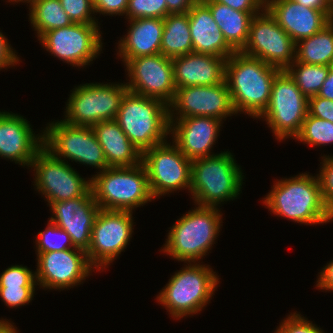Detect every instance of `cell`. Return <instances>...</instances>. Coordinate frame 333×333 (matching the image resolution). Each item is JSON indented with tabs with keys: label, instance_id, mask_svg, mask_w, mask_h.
Returning <instances> with one entry per match:
<instances>
[{
	"label": "cell",
	"instance_id": "obj_1",
	"mask_svg": "<svg viewBox=\"0 0 333 333\" xmlns=\"http://www.w3.org/2000/svg\"><path fill=\"white\" fill-rule=\"evenodd\" d=\"M281 70L262 60L234 52L225 63V82L236 114L260 118L268 107L271 88Z\"/></svg>",
	"mask_w": 333,
	"mask_h": 333
},
{
	"label": "cell",
	"instance_id": "obj_2",
	"mask_svg": "<svg viewBox=\"0 0 333 333\" xmlns=\"http://www.w3.org/2000/svg\"><path fill=\"white\" fill-rule=\"evenodd\" d=\"M273 214L304 224H320L333 220L326 208L318 176L307 173L277 181L264 198Z\"/></svg>",
	"mask_w": 333,
	"mask_h": 333
},
{
	"label": "cell",
	"instance_id": "obj_3",
	"mask_svg": "<svg viewBox=\"0 0 333 333\" xmlns=\"http://www.w3.org/2000/svg\"><path fill=\"white\" fill-rule=\"evenodd\" d=\"M115 120L141 153L164 143L170 133L169 106L130 91L123 96Z\"/></svg>",
	"mask_w": 333,
	"mask_h": 333
},
{
	"label": "cell",
	"instance_id": "obj_4",
	"mask_svg": "<svg viewBox=\"0 0 333 333\" xmlns=\"http://www.w3.org/2000/svg\"><path fill=\"white\" fill-rule=\"evenodd\" d=\"M240 169L228 151L193 160L190 192L196 205L217 207L238 197L243 181Z\"/></svg>",
	"mask_w": 333,
	"mask_h": 333
},
{
	"label": "cell",
	"instance_id": "obj_5",
	"mask_svg": "<svg viewBox=\"0 0 333 333\" xmlns=\"http://www.w3.org/2000/svg\"><path fill=\"white\" fill-rule=\"evenodd\" d=\"M90 179L100 209L132 212L153 199L142 162L133 167H109Z\"/></svg>",
	"mask_w": 333,
	"mask_h": 333
},
{
	"label": "cell",
	"instance_id": "obj_6",
	"mask_svg": "<svg viewBox=\"0 0 333 333\" xmlns=\"http://www.w3.org/2000/svg\"><path fill=\"white\" fill-rule=\"evenodd\" d=\"M217 207L199 206L183 215L169 231L163 252L178 261L198 262L206 256L220 232Z\"/></svg>",
	"mask_w": 333,
	"mask_h": 333
},
{
	"label": "cell",
	"instance_id": "obj_7",
	"mask_svg": "<svg viewBox=\"0 0 333 333\" xmlns=\"http://www.w3.org/2000/svg\"><path fill=\"white\" fill-rule=\"evenodd\" d=\"M210 269L208 265L190 262L160 291L157 300L174 319L198 313L210 301L219 283L217 274Z\"/></svg>",
	"mask_w": 333,
	"mask_h": 333
},
{
	"label": "cell",
	"instance_id": "obj_8",
	"mask_svg": "<svg viewBox=\"0 0 333 333\" xmlns=\"http://www.w3.org/2000/svg\"><path fill=\"white\" fill-rule=\"evenodd\" d=\"M307 114L308 98L288 72L281 70L273 81L268 107L260 117L281 141L299 134Z\"/></svg>",
	"mask_w": 333,
	"mask_h": 333
},
{
	"label": "cell",
	"instance_id": "obj_9",
	"mask_svg": "<svg viewBox=\"0 0 333 333\" xmlns=\"http://www.w3.org/2000/svg\"><path fill=\"white\" fill-rule=\"evenodd\" d=\"M126 84L86 83L76 87L66 107L63 121L74 126H93L101 121L115 120Z\"/></svg>",
	"mask_w": 333,
	"mask_h": 333
},
{
	"label": "cell",
	"instance_id": "obj_10",
	"mask_svg": "<svg viewBox=\"0 0 333 333\" xmlns=\"http://www.w3.org/2000/svg\"><path fill=\"white\" fill-rule=\"evenodd\" d=\"M45 129L43 146L55 157L94 166L100 172L109 168L91 126H74L61 120L52 122Z\"/></svg>",
	"mask_w": 333,
	"mask_h": 333
},
{
	"label": "cell",
	"instance_id": "obj_11",
	"mask_svg": "<svg viewBox=\"0 0 333 333\" xmlns=\"http://www.w3.org/2000/svg\"><path fill=\"white\" fill-rule=\"evenodd\" d=\"M261 12L252 18L247 42L240 52L286 70L295 60L296 43L266 8Z\"/></svg>",
	"mask_w": 333,
	"mask_h": 333
},
{
	"label": "cell",
	"instance_id": "obj_12",
	"mask_svg": "<svg viewBox=\"0 0 333 333\" xmlns=\"http://www.w3.org/2000/svg\"><path fill=\"white\" fill-rule=\"evenodd\" d=\"M142 163L147 174L153 198L175 190L191 187V164L178 147L166 142L142 153Z\"/></svg>",
	"mask_w": 333,
	"mask_h": 333
},
{
	"label": "cell",
	"instance_id": "obj_13",
	"mask_svg": "<svg viewBox=\"0 0 333 333\" xmlns=\"http://www.w3.org/2000/svg\"><path fill=\"white\" fill-rule=\"evenodd\" d=\"M30 167L36 170V188L48 203L82 197L91 189V179L86 181L44 146L37 152Z\"/></svg>",
	"mask_w": 333,
	"mask_h": 333
},
{
	"label": "cell",
	"instance_id": "obj_14",
	"mask_svg": "<svg viewBox=\"0 0 333 333\" xmlns=\"http://www.w3.org/2000/svg\"><path fill=\"white\" fill-rule=\"evenodd\" d=\"M131 211L100 209L91 232V241L86 251L90 264L103 269L126 248L133 232Z\"/></svg>",
	"mask_w": 333,
	"mask_h": 333
},
{
	"label": "cell",
	"instance_id": "obj_15",
	"mask_svg": "<svg viewBox=\"0 0 333 333\" xmlns=\"http://www.w3.org/2000/svg\"><path fill=\"white\" fill-rule=\"evenodd\" d=\"M98 24L73 23L45 32L40 38L51 55L73 66L88 65L102 50Z\"/></svg>",
	"mask_w": 333,
	"mask_h": 333
},
{
	"label": "cell",
	"instance_id": "obj_16",
	"mask_svg": "<svg viewBox=\"0 0 333 333\" xmlns=\"http://www.w3.org/2000/svg\"><path fill=\"white\" fill-rule=\"evenodd\" d=\"M125 65L131 80L126 83L128 91L172 103L176 94L172 58L159 53L129 59Z\"/></svg>",
	"mask_w": 333,
	"mask_h": 333
},
{
	"label": "cell",
	"instance_id": "obj_17",
	"mask_svg": "<svg viewBox=\"0 0 333 333\" xmlns=\"http://www.w3.org/2000/svg\"><path fill=\"white\" fill-rule=\"evenodd\" d=\"M37 285L49 289H67L86 280L93 266L86 251L79 248L51 251L37 255Z\"/></svg>",
	"mask_w": 333,
	"mask_h": 333
},
{
	"label": "cell",
	"instance_id": "obj_18",
	"mask_svg": "<svg viewBox=\"0 0 333 333\" xmlns=\"http://www.w3.org/2000/svg\"><path fill=\"white\" fill-rule=\"evenodd\" d=\"M175 110L178 115L176 118L208 116L221 121L233 113L236 114L225 80L211 86L176 88L174 100L169 105V113Z\"/></svg>",
	"mask_w": 333,
	"mask_h": 333
},
{
	"label": "cell",
	"instance_id": "obj_19",
	"mask_svg": "<svg viewBox=\"0 0 333 333\" xmlns=\"http://www.w3.org/2000/svg\"><path fill=\"white\" fill-rule=\"evenodd\" d=\"M49 206L53 211L50 221L70 235L75 248L87 251L91 241L92 227L100 210L92 189L82 197L51 202Z\"/></svg>",
	"mask_w": 333,
	"mask_h": 333
},
{
	"label": "cell",
	"instance_id": "obj_20",
	"mask_svg": "<svg viewBox=\"0 0 333 333\" xmlns=\"http://www.w3.org/2000/svg\"><path fill=\"white\" fill-rule=\"evenodd\" d=\"M174 116V113H169L170 132L183 155L191 161L217 155H210V149L220 132L221 120L208 116Z\"/></svg>",
	"mask_w": 333,
	"mask_h": 333
},
{
	"label": "cell",
	"instance_id": "obj_21",
	"mask_svg": "<svg viewBox=\"0 0 333 333\" xmlns=\"http://www.w3.org/2000/svg\"><path fill=\"white\" fill-rule=\"evenodd\" d=\"M28 122L18 114L0 112V157L29 167L43 147L44 137L33 134Z\"/></svg>",
	"mask_w": 333,
	"mask_h": 333
},
{
	"label": "cell",
	"instance_id": "obj_22",
	"mask_svg": "<svg viewBox=\"0 0 333 333\" xmlns=\"http://www.w3.org/2000/svg\"><path fill=\"white\" fill-rule=\"evenodd\" d=\"M265 8L295 43L317 33L331 21L323 11L307 8L295 0H265Z\"/></svg>",
	"mask_w": 333,
	"mask_h": 333
},
{
	"label": "cell",
	"instance_id": "obj_23",
	"mask_svg": "<svg viewBox=\"0 0 333 333\" xmlns=\"http://www.w3.org/2000/svg\"><path fill=\"white\" fill-rule=\"evenodd\" d=\"M226 58L203 53H189L172 58L176 88L211 86L224 81Z\"/></svg>",
	"mask_w": 333,
	"mask_h": 333
},
{
	"label": "cell",
	"instance_id": "obj_24",
	"mask_svg": "<svg viewBox=\"0 0 333 333\" xmlns=\"http://www.w3.org/2000/svg\"><path fill=\"white\" fill-rule=\"evenodd\" d=\"M193 52L229 58L236 52L225 40L210 9L198 0L187 12Z\"/></svg>",
	"mask_w": 333,
	"mask_h": 333
},
{
	"label": "cell",
	"instance_id": "obj_25",
	"mask_svg": "<svg viewBox=\"0 0 333 333\" xmlns=\"http://www.w3.org/2000/svg\"><path fill=\"white\" fill-rule=\"evenodd\" d=\"M129 23V31L118 45V54L124 64L132 58L161 53L164 19L138 18Z\"/></svg>",
	"mask_w": 333,
	"mask_h": 333
},
{
	"label": "cell",
	"instance_id": "obj_26",
	"mask_svg": "<svg viewBox=\"0 0 333 333\" xmlns=\"http://www.w3.org/2000/svg\"><path fill=\"white\" fill-rule=\"evenodd\" d=\"M92 129L108 167H133L142 162V153L129 141L116 120L98 122Z\"/></svg>",
	"mask_w": 333,
	"mask_h": 333
},
{
	"label": "cell",
	"instance_id": "obj_27",
	"mask_svg": "<svg viewBox=\"0 0 333 333\" xmlns=\"http://www.w3.org/2000/svg\"><path fill=\"white\" fill-rule=\"evenodd\" d=\"M201 1L210 9L226 42L236 52H240L247 42L251 20L258 13L237 11L213 0Z\"/></svg>",
	"mask_w": 333,
	"mask_h": 333
},
{
	"label": "cell",
	"instance_id": "obj_28",
	"mask_svg": "<svg viewBox=\"0 0 333 333\" xmlns=\"http://www.w3.org/2000/svg\"><path fill=\"white\" fill-rule=\"evenodd\" d=\"M295 61L333 66V20L317 33L296 43Z\"/></svg>",
	"mask_w": 333,
	"mask_h": 333
},
{
	"label": "cell",
	"instance_id": "obj_29",
	"mask_svg": "<svg viewBox=\"0 0 333 333\" xmlns=\"http://www.w3.org/2000/svg\"><path fill=\"white\" fill-rule=\"evenodd\" d=\"M192 52L188 13L168 14L164 18L161 54L174 58Z\"/></svg>",
	"mask_w": 333,
	"mask_h": 333
},
{
	"label": "cell",
	"instance_id": "obj_30",
	"mask_svg": "<svg viewBox=\"0 0 333 333\" xmlns=\"http://www.w3.org/2000/svg\"><path fill=\"white\" fill-rule=\"evenodd\" d=\"M29 9L30 22L39 38L47 31L73 24L59 0H36Z\"/></svg>",
	"mask_w": 333,
	"mask_h": 333
},
{
	"label": "cell",
	"instance_id": "obj_31",
	"mask_svg": "<svg viewBox=\"0 0 333 333\" xmlns=\"http://www.w3.org/2000/svg\"><path fill=\"white\" fill-rule=\"evenodd\" d=\"M332 66L306 64L295 60L286 69L307 98L317 95Z\"/></svg>",
	"mask_w": 333,
	"mask_h": 333
},
{
	"label": "cell",
	"instance_id": "obj_32",
	"mask_svg": "<svg viewBox=\"0 0 333 333\" xmlns=\"http://www.w3.org/2000/svg\"><path fill=\"white\" fill-rule=\"evenodd\" d=\"M295 139L310 146L333 143V123L307 114L299 134Z\"/></svg>",
	"mask_w": 333,
	"mask_h": 333
},
{
	"label": "cell",
	"instance_id": "obj_33",
	"mask_svg": "<svg viewBox=\"0 0 333 333\" xmlns=\"http://www.w3.org/2000/svg\"><path fill=\"white\" fill-rule=\"evenodd\" d=\"M37 255L51 251H62L75 248L70 235L49 220L48 226L36 237Z\"/></svg>",
	"mask_w": 333,
	"mask_h": 333
},
{
	"label": "cell",
	"instance_id": "obj_34",
	"mask_svg": "<svg viewBox=\"0 0 333 333\" xmlns=\"http://www.w3.org/2000/svg\"><path fill=\"white\" fill-rule=\"evenodd\" d=\"M129 20L162 18L167 16L166 0H128L126 15Z\"/></svg>",
	"mask_w": 333,
	"mask_h": 333
},
{
	"label": "cell",
	"instance_id": "obj_35",
	"mask_svg": "<svg viewBox=\"0 0 333 333\" xmlns=\"http://www.w3.org/2000/svg\"><path fill=\"white\" fill-rule=\"evenodd\" d=\"M63 10L73 23L98 24L91 14L95 13L93 0H59ZM93 12V13H92Z\"/></svg>",
	"mask_w": 333,
	"mask_h": 333
},
{
	"label": "cell",
	"instance_id": "obj_36",
	"mask_svg": "<svg viewBox=\"0 0 333 333\" xmlns=\"http://www.w3.org/2000/svg\"><path fill=\"white\" fill-rule=\"evenodd\" d=\"M36 284V273L25 266L8 267L0 275V287L35 286Z\"/></svg>",
	"mask_w": 333,
	"mask_h": 333
},
{
	"label": "cell",
	"instance_id": "obj_37",
	"mask_svg": "<svg viewBox=\"0 0 333 333\" xmlns=\"http://www.w3.org/2000/svg\"><path fill=\"white\" fill-rule=\"evenodd\" d=\"M322 161L318 179L325 206L333 215V156L325 155Z\"/></svg>",
	"mask_w": 333,
	"mask_h": 333
},
{
	"label": "cell",
	"instance_id": "obj_38",
	"mask_svg": "<svg viewBox=\"0 0 333 333\" xmlns=\"http://www.w3.org/2000/svg\"><path fill=\"white\" fill-rule=\"evenodd\" d=\"M34 291L35 286L0 287V298L7 306L15 308L30 303Z\"/></svg>",
	"mask_w": 333,
	"mask_h": 333
},
{
	"label": "cell",
	"instance_id": "obj_39",
	"mask_svg": "<svg viewBox=\"0 0 333 333\" xmlns=\"http://www.w3.org/2000/svg\"><path fill=\"white\" fill-rule=\"evenodd\" d=\"M306 320L300 314L294 313L284 319L277 328V333H324L319 327Z\"/></svg>",
	"mask_w": 333,
	"mask_h": 333
},
{
	"label": "cell",
	"instance_id": "obj_40",
	"mask_svg": "<svg viewBox=\"0 0 333 333\" xmlns=\"http://www.w3.org/2000/svg\"><path fill=\"white\" fill-rule=\"evenodd\" d=\"M308 114L333 123V100L318 95L308 98Z\"/></svg>",
	"mask_w": 333,
	"mask_h": 333
},
{
	"label": "cell",
	"instance_id": "obj_41",
	"mask_svg": "<svg viewBox=\"0 0 333 333\" xmlns=\"http://www.w3.org/2000/svg\"><path fill=\"white\" fill-rule=\"evenodd\" d=\"M95 12L109 15L126 14L128 0H93Z\"/></svg>",
	"mask_w": 333,
	"mask_h": 333
},
{
	"label": "cell",
	"instance_id": "obj_42",
	"mask_svg": "<svg viewBox=\"0 0 333 333\" xmlns=\"http://www.w3.org/2000/svg\"><path fill=\"white\" fill-rule=\"evenodd\" d=\"M225 4L234 10L248 13H260L265 8V0H213Z\"/></svg>",
	"mask_w": 333,
	"mask_h": 333
},
{
	"label": "cell",
	"instance_id": "obj_43",
	"mask_svg": "<svg viewBox=\"0 0 333 333\" xmlns=\"http://www.w3.org/2000/svg\"><path fill=\"white\" fill-rule=\"evenodd\" d=\"M18 62L19 58L15 54V51H12L7 39L3 33L0 32V69L14 66V64Z\"/></svg>",
	"mask_w": 333,
	"mask_h": 333
},
{
	"label": "cell",
	"instance_id": "obj_44",
	"mask_svg": "<svg viewBox=\"0 0 333 333\" xmlns=\"http://www.w3.org/2000/svg\"><path fill=\"white\" fill-rule=\"evenodd\" d=\"M316 283L320 289L333 291V260L322 269Z\"/></svg>",
	"mask_w": 333,
	"mask_h": 333
},
{
	"label": "cell",
	"instance_id": "obj_45",
	"mask_svg": "<svg viewBox=\"0 0 333 333\" xmlns=\"http://www.w3.org/2000/svg\"><path fill=\"white\" fill-rule=\"evenodd\" d=\"M198 0H166L167 15L187 13Z\"/></svg>",
	"mask_w": 333,
	"mask_h": 333
},
{
	"label": "cell",
	"instance_id": "obj_46",
	"mask_svg": "<svg viewBox=\"0 0 333 333\" xmlns=\"http://www.w3.org/2000/svg\"><path fill=\"white\" fill-rule=\"evenodd\" d=\"M301 5L315 10L323 11L331 20H333V8L327 0H295Z\"/></svg>",
	"mask_w": 333,
	"mask_h": 333
},
{
	"label": "cell",
	"instance_id": "obj_47",
	"mask_svg": "<svg viewBox=\"0 0 333 333\" xmlns=\"http://www.w3.org/2000/svg\"><path fill=\"white\" fill-rule=\"evenodd\" d=\"M319 97L333 100V66L330 68L327 78L317 94Z\"/></svg>",
	"mask_w": 333,
	"mask_h": 333
},
{
	"label": "cell",
	"instance_id": "obj_48",
	"mask_svg": "<svg viewBox=\"0 0 333 333\" xmlns=\"http://www.w3.org/2000/svg\"><path fill=\"white\" fill-rule=\"evenodd\" d=\"M0 333H18L12 323L6 320H0Z\"/></svg>",
	"mask_w": 333,
	"mask_h": 333
},
{
	"label": "cell",
	"instance_id": "obj_49",
	"mask_svg": "<svg viewBox=\"0 0 333 333\" xmlns=\"http://www.w3.org/2000/svg\"><path fill=\"white\" fill-rule=\"evenodd\" d=\"M19 1H20V2H27V3H30V4H31V3H33V2L36 1V0H11V2H17V3H18Z\"/></svg>",
	"mask_w": 333,
	"mask_h": 333
},
{
	"label": "cell",
	"instance_id": "obj_50",
	"mask_svg": "<svg viewBox=\"0 0 333 333\" xmlns=\"http://www.w3.org/2000/svg\"><path fill=\"white\" fill-rule=\"evenodd\" d=\"M330 6L333 8V0H327Z\"/></svg>",
	"mask_w": 333,
	"mask_h": 333
}]
</instances>
